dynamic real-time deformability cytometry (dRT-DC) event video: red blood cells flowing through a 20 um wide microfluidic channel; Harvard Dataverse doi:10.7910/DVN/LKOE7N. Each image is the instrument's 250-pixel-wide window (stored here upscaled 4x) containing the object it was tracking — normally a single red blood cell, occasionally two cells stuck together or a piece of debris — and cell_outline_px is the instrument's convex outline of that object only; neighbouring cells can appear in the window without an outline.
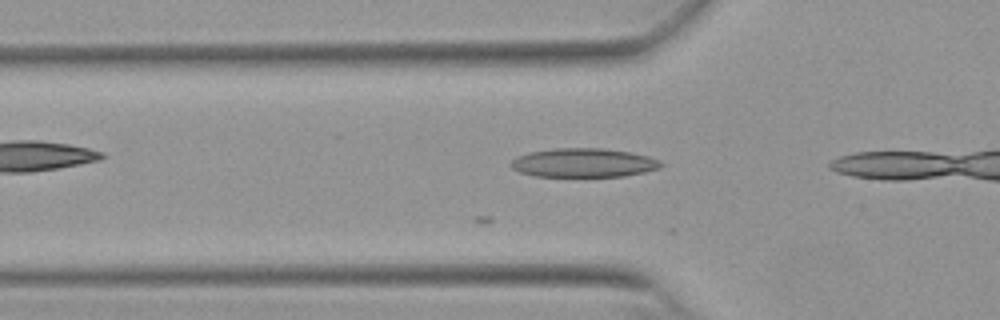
{"species": "Egyptian fruit bat (a non-hibernating species)", "species_latin": "Rousettus aegyptiacus", "temperature_condition": "warm", "stored_images_in_passage": 13, "camera_frame_rate_fps": 3000, "um_per_image_px": 0.085, "animal": {"sex": "female"}, "frame": {"image": 1, "passage_image": 11, "time_ms": 3.333, "image_size_px": [1000, 320], "cell_outline_px": [[664, 164], [660, 168], [644, 172], [624, 176], [536, 176], [520, 172], [512, 168], [508, 164], [516, 156], [532, 152], [552, 148], [604, 148], [628, 152], [648, 156], [660, 160]], "centroid_in_image_um": [49.6, 13.83], "position_along_channel_um": 76.2, "area_um2": 25.26}}